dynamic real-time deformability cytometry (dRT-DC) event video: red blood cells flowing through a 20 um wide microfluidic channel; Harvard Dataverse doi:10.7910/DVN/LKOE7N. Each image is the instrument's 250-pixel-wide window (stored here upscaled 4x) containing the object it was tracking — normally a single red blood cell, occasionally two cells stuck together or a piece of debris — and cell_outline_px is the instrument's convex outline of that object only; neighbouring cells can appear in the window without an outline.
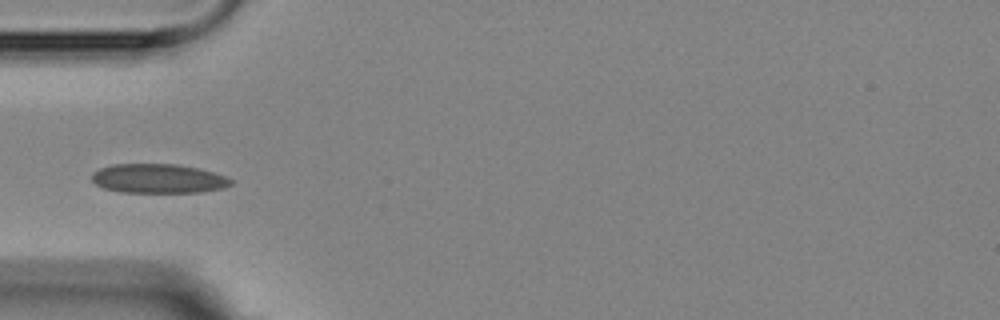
{"species": "Egyptian fruit bat (a non-hibernating species)", "species_latin": "Rousettus aegyptiacus", "temperature_condition": "room temperature", "stored_images_in_passage": 6, "camera_frame_rate_fps": 3000, "um_per_image_px": 0.085, "animal": {"sex": "female"}, "frame": {"image": 1, "passage_image": 6, "time_ms": 5.667, "image_size_px": [1000, 320], "cell_outline_px": [[232, 184], [224, 188], [200, 192], [120, 192], [104, 188], [96, 184], [92, 180], [92, 172], [100, 168], [112, 164], [176, 164], [200, 168], [224, 176], [232, 180]], "centroid_in_image_um": [13.44, 15.17], "position_along_channel_um": 71.6, "area_um2": 23.7}}